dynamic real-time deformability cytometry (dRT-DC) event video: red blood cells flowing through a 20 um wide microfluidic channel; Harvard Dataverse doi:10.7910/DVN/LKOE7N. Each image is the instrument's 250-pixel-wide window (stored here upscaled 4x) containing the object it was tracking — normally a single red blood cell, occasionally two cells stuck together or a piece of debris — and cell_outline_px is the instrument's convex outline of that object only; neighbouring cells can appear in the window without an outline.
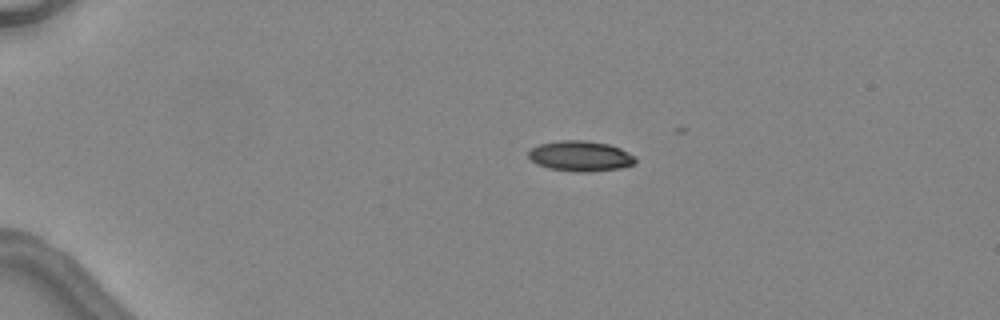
{"species": "common noctule bat (a hibernating species)", "species_latin": "Nyctalus noctula", "temperature_condition": "warm", "stored_images_in_passage": 4, "camera_frame_rate_fps": 3000, "um_per_image_px": 0.085, "animal": {"sex": "female", "body_mass_g": 24.6, "forearm_length_mm": 56.2}, "frame": {"image": 1, "passage_image": 2, "time_ms": 1.0, "image_size_px": [1000, 320], "cell_outline_px": [[636, 164], [620, 168], [588, 172], [576, 172], [548, 168], [536, 164], [528, 156], [528, 152], [532, 148], [540, 144], [560, 140], [584, 140], [608, 144], [620, 148], [636, 156]], "centroid_in_image_um": [49.35, 13.27], "position_along_channel_um": 35.6, "area_um2": 19.02}}
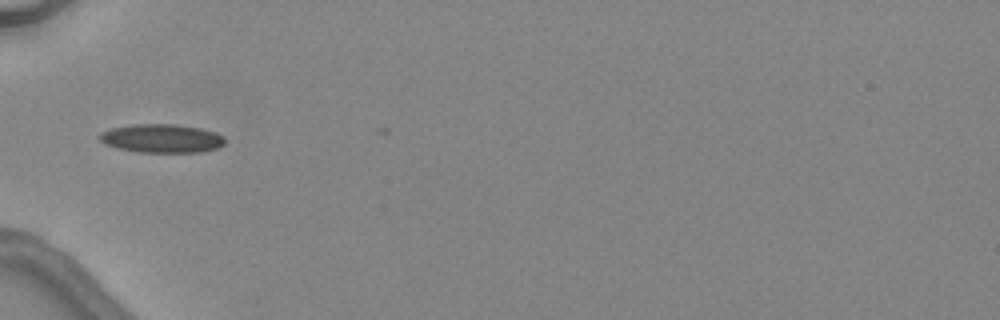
{"frame": {"image": 2, "passage_image": 3, "time_ms": 3.333, "image_size_px": [1000, 320], "cell_outline_px": [[224, 144], [216, 148], [200, 152], [140, 152], [116, 148], [104, 144], [96, 136], [100, 132], [112, 128], [132, 124], [176, 124], [200, 128], [216, 132], [224, 136]], "centroid_in_image_um": [13.71, 11.76], "position_along_channel_um": 71.3, "area_um2": 21.04}}